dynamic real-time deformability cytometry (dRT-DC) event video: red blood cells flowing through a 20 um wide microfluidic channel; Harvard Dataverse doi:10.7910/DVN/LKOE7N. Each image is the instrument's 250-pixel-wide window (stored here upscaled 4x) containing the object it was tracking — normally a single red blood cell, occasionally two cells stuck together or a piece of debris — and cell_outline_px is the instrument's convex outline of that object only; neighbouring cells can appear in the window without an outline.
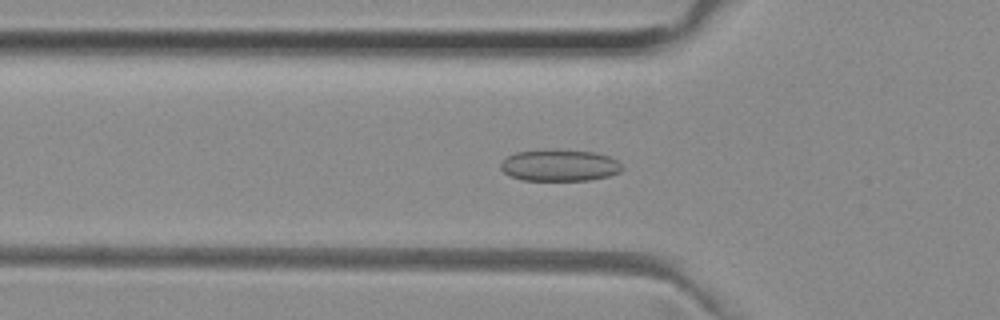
{"species": "common noctule bat (a hibernating species)", "species_latin": "Nyctalus noctula", "temperature_condition": "room temperature", "stored_images_in_passage": 38, "camera_frame_rate_fps": 3000, "um_per_image_px": 0.085, "animal": {"sex": "female", "body_mass_g": 29.2, "forearm_length_mm": 56.3}, "frame": {"image": 1, "passage_image": 4, "time_ms": 1.0, "image_size_px": [1000, 320], "cell_outline_px": [[624, 168], [620, 172], [608, 176], [588, 180], [520, 180], [504, 172], [500, 168], [500, 164], [508, 156], [516, 152], [596, 152], [608, 156], [616, 160]], "centroid_in_image_um": [47.59, 14.1], "position_along_channel_um": 78.2, "area_um2": 21.44}}
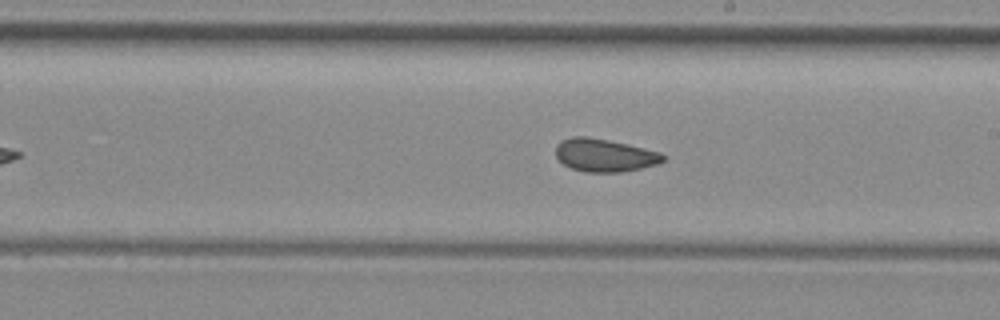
{"frame": {"image": 2, "passage_image": 16, "time_ms": 5.0, "image_size_px": [1000, 320], "cell_outline_px": [[668, 156], [664, 160], [656, 164], [640, 168], [620, 172], [584, 172], [572, 168], [564, 164], [556, 156], [556, 144], [560, 140], [572, 136], [588, 136], [608, 140], [660, 152]], "centroid_in_image_um": [51.36, 13.18], "position_along_channel_um": 237.6, "area_um2": 20.52}}
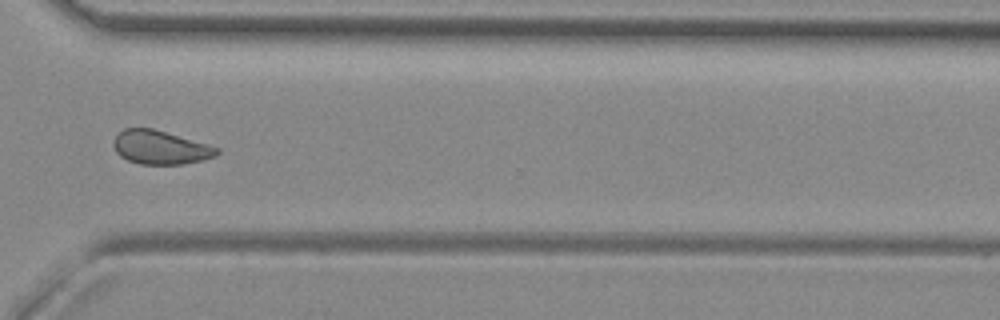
{"frame": {"image": 3, "passage_image": 25, "time_ms": 8.0, "image_size_px": [1000, 320], "cell_outline_px": [[220, 152], [204, 160], [184, 164], [140, 164], [128, 160], [120, 156], [116, 152], [112, 144], [116, 136], [124, 128], [152, 128], [208, 144], [220, 148]], "centroid_in_image_um": [13.62, 12.53], "position_along_channel_um": 357.0, "area_um2": 20.23}, "authors_computed_cell_mechanics": {"area_um2": 20.6924, "velocity_mm_per_s": 3.9755, "shape_relaxation_time_tau1_ms": null, "shape_relaxation_time_tau2_ms": 1.4879, "deformation_change_tau1": null, "deformation_change_tau2": 0.0767}}